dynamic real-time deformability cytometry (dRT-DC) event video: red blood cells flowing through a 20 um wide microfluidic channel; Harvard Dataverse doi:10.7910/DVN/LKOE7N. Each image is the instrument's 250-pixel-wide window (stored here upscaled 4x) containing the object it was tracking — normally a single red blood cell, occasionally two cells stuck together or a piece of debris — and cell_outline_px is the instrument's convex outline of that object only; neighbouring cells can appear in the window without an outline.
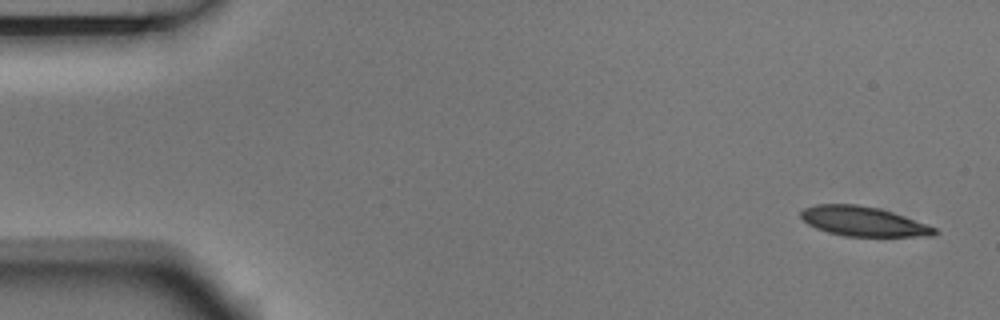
{"species": "Egyptian fruit bat (a non-hibernating species)", "species_latin": "Rousettus aegyptiacus", "temperature_condition": "room temperature", "stored_images_in_passage": 6, "camera_frame_rate_fps": 3000, "um_per_image_px": 0.085, "animal": {"sex": "male"}, "frame": {"image": 1, "passage_image": 1, "time_ms": 0.0, "image_size_px": [1000, 320], "cell_outline_px": [[940, 232], [932, 236], [844, 236], [828, 232], [816, 228], [808, 224], [800, 216], [800, 212], [804, 208], [816, 204], [856, 204], [876, 208], [892, 212], [928, 224], [936, 228]], "centroid_in_image_um": [73.39, 18.82], "position_along_channel_um": 11.6, "area_um2": 23.0}}
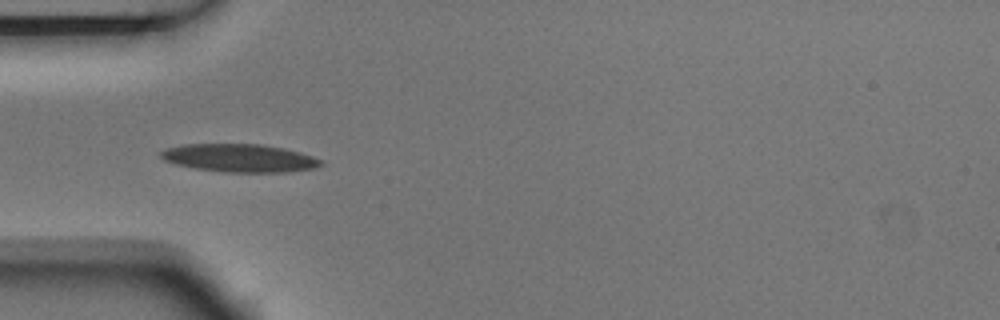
{"frame": {"image": 2, "passage_image": 5, "time_ms": 1.333, "image_size_px": [1000, 320], "cell_outline_px": [[324, 164], [316, 168], [288, 172], [224, 172], [196, 168], [176, 164], [164, 160], [160, 156], [160, 152], [164, 148], [180, 144], [260, 144], [284, 148], [300, 152], [324, 160]], "centroid_in_image_um": [20.38, 13.43], "position_along_channel_um": 64.6, "area_um2": 26.36}}
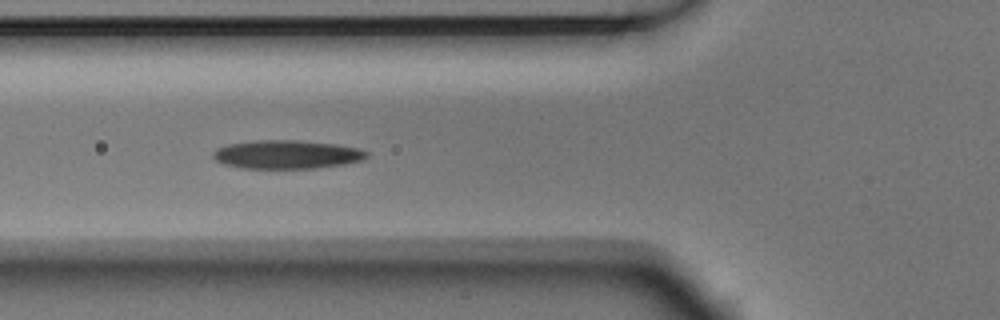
{"frame": {"image": 3, "passage_image": 6, "time_ms": 1.667, "image_size_px": [1000, 320], "cell_outline_px": [[368, 156], [364, 160], [344, 164], [312, 168], [240, 168], [224, 164], [216, 160], [212, 156], [212, 152], [216, 148], [228, 144], [252, 140], [300, 140], [336, 144], [360, 148], [368, 152]], "centroid_in_image_um": [24.37, 13.12], "position_along_channel_um": 101.4, "area_um2": 25.78}}